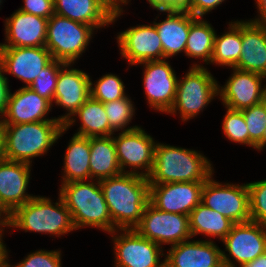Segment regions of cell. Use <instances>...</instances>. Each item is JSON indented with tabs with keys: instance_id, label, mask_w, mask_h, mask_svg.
Masks as SVG:
<instances>
[{
	"instance_id": "cell-1",
	"label": "cell",
	"mask_w": 266,
	"mask_h": 267,
	"mask_svg": "<svg viewBox=\"0 0 266 267\" xmlns=\"http://www.w3.org/2000/svg\"><path fill=\"white\" fill-rule=\"evenodd\" d=\"M116 229H134L149 202L147 177L121 173L99 181Z\"/></svg>"
},
{
	"instance_id": "cell-2",
	"label": "cell",
	"mask_w": 266,
	"mask_h": 267,
	"mask_svg": "<svg viewBox=\"0 0 266 267\" xmlns=\"http://www.w3.org/2000/svg\"><path fill=\"white\" fill-rule=\"evenodd\" d=\"M214 168L200 151L156 142L149 184L205 182Z\"/></svg>"
},
{
	"instance_id": "cell-3",
	"label": "cell",
	"mask_w": 266,
	"mask_h": 267,
	"mask_svg": "<svg viewBox=\"0 0 266 267\" xmlns=\"http://www.w3.org/2000/svg\"><path fill=\"white\" fill-rule=\"evenodd\" d=\"M58 194L70 211L76 230L93 227L108 235L114 231V224L98 180L63 183Z\"/></svg>"
},
{
	"instance_id": "cell-4",
	"label": "cell",
	"mask_w": 266,
	"mask_h": 267,
	"mask_svg": "<svg viewBox=\"0 0 266 267\" xmlns=\"http://www.w3.org/2000/svg\"><path fill=\"white\" fill-rule=\"evenodd\" d=\"M58 196V202L54 203L49 197L35 195L8 216V229L49 234L50 237L58 238L76 231L70 211L62 197Z\"/></svg>"
},
{
	"instance_id": "cell-5",
	"label": "cell",
	"mask_w": 266,
	"mask_h": 267,
	"mask_svg": "<svg viewBox=\"0 0 266 267\" xmlns=\"http://www.w3.org/2000/svg\"><path fill=\"white\" fill-rule=\"evenodd\" d=\"M4 159L32 165V159L47 155L67 131L60 121L3 124Z\"/></svg>"
},
{
	"instance_id": "cell-6",
	"label": "cell",
	"mask_w": 266,
	"mask_h": 267,
	"mask_svg": "<svg viewBox=\"0 0 266 267\" xmlns=\"http://www.w3.org/2000/svg\"><path fill=\"white\" fill-rule=\"evenodd\" d=\"M203 64L193 63L183 77L178 78L174 103L167 114L181 117L183 122L197 117L218 97V81Z\"/></svg>"
},
{
	"instance_id": "cell-7",
	"label": "cell",
	"mask_w": 266,
	"mask_h": 267,
	"mask_svg": "<svg viewBox=\"0 0 266 267\" xmlns=\"http://www.w3.org/2000/svg\"><path fill=\"white\" fill-rule=\"evenodd\" d=\"M94 31L90 25L53 14L47 23L45 47L53 60L75 64L85 53Z\"/></svg>"
},
{
	"instance_id": "cell-8",
	"label": "cell",
	"mask_w": 266,
	"mask_h": 267,
	"mask_svg": "<svg viewBox=\"0 0 266 267\" xmlns=\"http://www.w3.org/2000/svg\"><path fill=\"white\" fill-rule=\"evenodd\" d=\"M113 241L114 267H165L164 247L144 238L135 229H116Z\"/></svg>"
},
{
	"instance_id": "cell-9",
	"label": "cell",
	"mask_w": 266,
	"mask_h": 267,
	"mask_svg": "<svg viewBox=\"0 0 266 267\" xmlns=\"http://www.w3.org/2000/svg\"><path fill=\"white\" fill-rule=\"evenodd\" d=\"M134 229L160 247L165 244L171 247L192 239L188 215L161 211L150 202L145 206L140 223Z\"/></svg>"
},
{
	"instance_id": "cell-10",
	"label": "cell",
	"mask_w": 266,
	"mask_h": 267,
	"mask_svg": "<svg viewBox=\"0 0 266 267\" xmlns=\"http://www.w3.org/2000/svg\"><path fill=\"white\" fill-rule=\"evenodd\" d=\"M112 136L122 173L148 177L153 168L157 141L141 126L134 130L114 133Z\"/></svg>"
},
{
	"instance_id": "cell-11",
	"label": "cell",
	"mask_w": 266,
	"mask_h": 267,
	"mask_svg": "<svg viewBox=\"0 0 266 267\" xmlns=\"http://www.w3.org/2000/svg\"><path fill=\"white\" fill-rule=\"evenodd\" d=\"M201 203L218 211L234 224L251 220L247 183H219L212 174L204 182Z\"/></svg>"
},
{
	"instance_id": "cell-12",
	"label": "cell",
	"mask_w": 266,
	"mask_h": 267,
	"mask_svg": "<svg viewBox=\"0 0 266 267\" xmlns=\"http://www.w3.org/2000/svg\"><path fill=\"white\" fill-rule=\"evenodd\" d=\"M221 242L225 246L221 250L223 265L239 267L266 252V225L251 220L235 223Z\"/></svg>"
},
{
	"instance_id": "cell-13",
	"label": "cell",
	"mask_w": 266,
	"mask_h": 267,
	"mask_svg": "<svg viewBox=\"0 0 266 267\" xmlns=\"http://www.w3.org/2000/svg\"><path fill=\"white\" fill-rule=\"evenodd\" d=\"M143 70V88L152 110L168 113L174 103L178 77L168 59L138 64Z\"/></svg>"
},
{
	"instance_id": "cell-14",
	"label": "cell",
	"mask_w": 266,
	"mask_h": 267,
	"mask_svg": "<svg viewBox=\"0 0 266 267\" xmlns=\"http://www.w3.org/2000/svg\"><path fill=\"white\" fill-rule=\"evenodd\" d=\"M233 73L223 86L218 85V97L224 107L244 110L266 99V76L231 68ZM264 80V81H263Z\"/></svg>"
},
{
	"instance_id": "cell-15",
	"label": "cell",
	"mask_w": 266,
	"mask_h": 267,
	"mask_svg": "<svg viewBox=\"0 0 266 267\" xmlns=\"http://www.w3.org/2000/svg\"><path fill=\"white\" fill-rule=\"evenodd\" d=\"M117 34L119 53L128 66L163 59L162 42L153 22L129 27Z\"/></svg>"
},
{
	"instance_id": "cell-16",
	"label": "cell",
	"mask_w": 266,
	"mask_h": 267,
	"mask_svg": "<svg viewBox=\"0 0 266 267\" xmlns=\"http://www.w3.org/2000/svg\"><path fill=\"white\" fill-rule=\"evenodd\" d=\"M204 182L149 184V202L164 212L190 215L201 203Z\"/></svg>"
},
{
	"instance_id": "cell-17",
	"label": "cell",
	"mask_w": 266,
	"mask_h": 267,
	"mask_svg": "<svg viewBox=\"0 0 266 267\" xmlns=\"http://www.w3.org/2000/svg\"><path fill=\"white\" fill-rule=\"evenodd\" d=\"M5 74L13 75L29 87L53 57L45 47H0Z\"/></svg>"
},
{
	"instance_id": "cell-18",
	"label": "cell",
	"mask_w": 266,
	"mask_h": 267,
	"mask_svg": "<svg viewBox=\"0 0 266 267\" xmlns=\"http://www.w3.org/2000/svg\"><path fill=\"white\" fill-rule=\"evenodd\" d=\"M74 64H65L59 71L53 103L67 112L59 117L62 124L90 97V75L83 70L73 68Z\"/></svg>"
},
{
	"instance_id": "cell-19",
	"label": "cell",
	"mask_w": 266,
	"mask_h": 267,
	"mask_svg": "<svg viewBox=\"0 0 266 267\" xmlns=\"http://www.w3.org/2000/svg\"><path fill=\"white\" fill-rule=\"evenodd\" d=\"M31 166L4 158L0 160V209L7 216L35 196L27 192Z\"/></svg>"
},
{
	"instance_id": "cell-20",
	"label": "cell",
	"mask_w": 266,
	"mask_h": 267,
	"mask_svg": "<svg viewBox=\"0 0 266 267\" xmlns=\"http://www.w3.org/2000/svg\"><path fill=\"white\" fill-rule=\"evenodd\" d=\"M52 103L29 87L22 86L10 92L3 124H21L41 121H59L57 117H47L52 110Z\"/></svg>"
},
{
	"instance_id": "cell-21",
	"label": "cell",
	"mask_w": 266,
	"mask_h": 267,
	"mask_svg": "<svg viewBox=\"0 0 266 267\" xmlns=\"http://www.w3.org/2000/svg\"><path fill=\"white\" fill-rule=\"evenodd\" d=\"M192 240V241H191ZM165 254V267H223L222 251L211 239H189L171 246Z\"/></svg>"
},
{
	"instance_id": "cell-22",
	"label": "cell",
	"mask_w": 266,
	"mask_h": 267,
	"mask_svg": "<svg viewBox=\"0 0 266 267\" xmlns=\"http://www.w3.org/2000/svg\"><path fill=\"white\" fill-rule=\"evenodd\" d=\"M55 14L97 30L118 20L124 9L113 11L103 0H54Z\"/></svg>"
},
{
	"instance_id": "cell-23",
	"label": "cell",
	"mask_w": 266,
	"mask_h": 267,
	"mask_svg": "<svg viewBox=\"0 0 266 267\" xmlns=\"http://www.w3.org/2000/svg\"><path fill=\"white\" fill-rule=\"evenodd\" d=\"M5 24V42L0 47H42L46 43L48 19L16 10Z\"/></svg>"
},
{
	"instance_id": "cell-24",
	"label": "cell",
	"mask_w": 266,
	"mask_h": 267,
	"mask_svg": "<svg viewBox=\"0 0 266 267\" xmlns=\"http://www.w3.org/2000/svg\"><path fill=\"white\" fill-rule=\"evenodd\" d=\"M167 15L161 22L153 21L162 42L163 59L185 54V47L191 23L197 18L184 9L156 10Z\"/></svg>"
},
{
	"instance_id": "cell-25",
	"label": "cell",
	"mask_w": 266,
	"mask_h": 267,
	"mask_svg": "<svg viewBox=\"0 0 266 267\" xmlns=\"http://www.w3.org/2000/svg\"><path fill=\"white\" fill-rule=\"evenodd\" d=\"M241 57L234 67L266 76V26L241 20Z\"/></svg>"
},
{
	"instance_id": "cell-26",
	"label": "cell",
	"mask_w": 266,
	"mask_h": 267,
	"mask_svg": "<svg viewBox=\"0 0 266 267\" xmlns=\"http://www.w3.org/2000/svg\"><path fill=\"white\" fill-rule=\"evenodd\" d=\"M76 120L80 121V126L75 133L76 135L91 138L111 136L115 133L110 128L109 119L103 103L91 96L73 116L63 124L64 128L68 131V129L76 123Z\"/></svg>"
},
{
	"instance_id": "cell-27",
	"label": "cell",
	"mask_w": 266,
	"mask_h": 267,
	"mask_svg": "<svg viewBox=\"0 0 266 267\" xmlns=\"http://www.w3.org/2000/svg\"><path fill=\"white\" fill-rule=\"evenodd\" d=\"M65 151L61 184L91 180L90 138L73 134Z\"/></svg>"
},
{
	"instance_id": "cell-28",
	"label": "cell",
	"mask_w": 266,
	"mask_h": 267,
	"mask_svg": "<svg viewBox=\"0 0 266 267\" xmlns=\"http://www.w3.org/2000/svg\"><path fill=\"white\" fill-rule=\"evenodd\" d=\"M90 174L93 180H103L122 173L113 136L90 138Z\"/></svg>"
},
{
	"instance_id": "cell-29",
	"label": "cell",
	"mask_w": 266,
	"mask_h": 267,
	"mask_svg": "<svg viewBox=\"0 0 266 267\" xmlns=\"http://www.w3.org/2000/svg\"><path fill=\"white\" fill-rule=\"evenodd\" d=\"M191 237L204 235L223 240L230 232L233 222L204 204L199 203L189 215Z\"/></svg>"
},
{
	"instance_id": "cell-30",
	"label": "cell",
	"mask_w": 266,
	"mask_h": 267,
	"mask_svg": "<svg viewBox=\"0 0 266 267\" xmlns=\"http://www.w3.org/2000/svg\"><path fill=\"white\" fill-rule=\"evenodd\" d=\"M231 20L228 30L222 35H215L212 65L234 68L241 57V20Z\"/></svg>"
},
{
	"instance_id": "cell-31",
	"label": "cell",
	"mask_w": 266,
	"mask_h": 267,
	"mask_svg": "<svg viewBox=\"0 0 266 267\" xmlns=\"http://www.w3.org/2000/svg\"><path fill=\"white\" fill-rule=\"evenodd\" d=\"M215 35L216 31L211 23L203 17H197L190 25L184 56L202 60L209 65L214 50Z\"/></svg>"
},
{
	"instance_id": "cell-32",
	"label": "cell",
	"mask_w": 266,
	"mask_h": 267,
	"mask_svg": "<svg viewBox=\"0 0 266 267\" xmlns=\"http://www.w3.org/2000/svg\"><path fill=\"white\" fill-rule=\"evenodd\" d=\"M133 103L131 97L127 95L122 99L103 104L109 119L110 128L115 133L118 131H130L140 127L138 125L128 126L132 123L133 117H135V110L137 109Z\"/></svg>"
},
{
	"instance_id": "cell-33",
	"label": "cell",
	"mask_w": 266,
	"mask_h": 267,
	"mask_svg": "<svg viewBox=\"0 0 266 267\" xmlns=\"http://www.w3.org/2000/svg\"><path fill=\"white\" fill-rule=\"evenodd\" d=\"M92 81L90 78V96L103 104L122 99L128 95L125 93L124 82L116 74L107 73L96 82Z\"/></svg>"
},
{
	"instance_id": "cell-34",
	"label": "cell",
	"mask_w": 266,
	"mask_h": 267,
	"mask_svg": "<svg viewBox=\"0 0 266 267\" xmlns=\"http://www.w3.org/2000/svg\"><path fill=\"white\" fill-rule=\"evenodd\" d=\"M241 111L249 132V147L261 151L262 138L266 129V99Z\"/></svg>"
},
{
	"instance_id": "cell-35",
	"label": "cell",
	"mask_w": 266,
	"mask_h": 267,
	"mask_svg": "<svg viewBox=\"0 0 266 267\" xmlns=\"http://www.w3.org/2000/svg\"><path fill=\"white\" fill-rule=\"evenodd\" d=\"M225 108L226 114L222 122L224 137L233 143L249 147V132L242 111Z\"/></svg>"
},
{
	"instance_id": "cell-36",
	"label": "cell",
	"mask_w": 266,
	"mask_h": 267,
	"mask_svg": "<svg viewBox=\"0 0 266 267\" xmlns=\"http://www.w3.org/2000/svg\"><path fill=\"white\" fill-rule=\"evenodd\" d=\"M66 63L53 60L48 66H46L41 74L33 81L29 86L33 91H35L40 96L48 99L53 105L54 93L57 84V77L60 69Z\"/></svg>"
},
{
	"instance_id": "cell-37",
	"label": "cell",
	"mask_w": 266,
	"mask_h": 267,
	"mask_svg": "<svg viewBox=\"0 0 266 267\" xmlns=\"http://www.w3.org/2000/svg\"><path fill=\"white\" fill-rule=\"evenodd\" d=\"M251 221L266 225V179L247 182Z\"/></svg>"
},
{
	"instance_id": "cell-38",
	"label": "cell",
	"mask_w": 266,
	"mask_h": 267,
	"mask_svg": "<svg viewBox=\"0 0 266 267\" xmlns=\"http://www.w3.org/2000/svg\"><path fill=\"white\" fill-rule=\"evenodd\" d=\"M62 251L59 250H36L30 252L13 267H62Z\"/></svg>"
},
{
	"instance_id": "cell-39",
	"label": "cell",
	"mask_w": 266,
	"mask_h": 267,
	"mask_svg": "<svg viewBox=\"0 0 266 267\" xmlns=\"http://www.w3.org/2000/svg\"><path fill=\"white\" fill-rule=\"evenodd\" d=\"M22 2L24 5L18 8L22 12L47 19L55 14L54 0H23Z\"/></svg>"
},
{
	"instance_id": "cell-40",
	"label": "cell",
	"mask_w": 266,
	"mask_h": 267,
	"mask_svg": "<svg viewBox=\"0 0 266 267\" xmlns=\"http://www.w3.org/2000/svg\"><path fill=\"white\" fill-rule=\"evenodd\" d=\"M225 0H191L190 3L184 8L195 17L206 16L212 10L223 4Z\"/></svg>"
},
{
	"instance_id": "cell-41",
	"label": "cell",
	"mask_w": 266,
	"mask_h": 267,
	"mask_svg": "<svg viewBox=\"0 0 266 267\" xmlns=\"http://www.w3.org/2000/svg\"><path fill=\"white\" fill-rule=\"evenodd\" d=\"M191 0H147L150 7L155 10L167 9H184ZM131 0H125L124 6L128 5Z\"/></svg>"
},
{
	"instance_id": "cell-42",
	"label": "cell",
	"mask_w": 266,
	"mask_h": 267,
	"mask_svg": "<svg viewBox=\"0 0 266 267\" xmlns=\"http://www.w3.org/2000/svg\"><path fill=\"white\" fill-rule=\"evenodd\" d=\"M3 65L0 61V118L5 114L10 95L9 79L5 76Z\"/></svg>"
},
{
	"instance_id": "cell-43",
	"label": "cell",
	"mask_w": 266,
	"mask_h": 267,
	"mask_svg": "<svg viewBox=\"0 0 266 267\" xmlns=\"http://www.w3.org/2000/svg\"><path fill=\"white\" fill-rule=\"evenodd\" d=\"M257 4V16L253 19L250 18L249 21L254 22L256 24L265 25L266 26V0H254Z\"/></svg>"
},
{
	"instance_id": "cell-44",
	"label": "cell",
	"mask_w": 266,
	"mask_h": 267,
	"mask_svg": "<svg viewBox=\"0 0 266 267\" xmlns=\"http://www.w3.org/2000/svg\"><path fill=\"white\" fill-rule=\"evenodd\" d=\"M8 228V216L0 209V246H6L3 241L5 229Z\"/></svg>"
},
{
	"instance_id": "cell-45",
	"label": "cell",
	"mask_w": 266,
	"mask_h": 267,
	"mask_svg": "<svg viewBox=\"0 0 266 267\" xmlns=\"http://www.w3.org/2000/svg\"><path fill=\"white\" fill-rule=\"evenodd\" d=\"M239 267H266V252L258 256L255 260L242 264Z\"/></svg>"
},
{
	"instance_id": "cell-46",
	"label": "cell",
	"mask_w": 266,
	"mask_h": 267,
	"mask_svg": "<svg viewBox=\"0 0 266 267\" xmlns=\"http://www.w3.org/2000/svg\"><path fill=\"white\" fill-rule=\"evenodd\" d=\"M113 11L123 9L125 0H103Z\"/></svg>"
},
{
	"instance_id": "cell-47",
	"label": "cell",
	"mask_w": 266,
	"mask_h": 267,
	"mask_svg": "<svg viewBox=\"0 0 266 267\" xmlns=\"http://www.w3.org/2000/svg\"><path fill=\"white\" fill-rule=\"evenodd\" d=\"M10 250L5 248L4 252H2L0 254V267H13L12 264H10V261H9V253Z\"/></svg>"
},
{
	"instance_id": "cell-48",
	"label": "cell",
	"mask_w": 266,
	"mask_h": 267,
	"mask_svg": "<svg viewBox=\"0 0 266 267\" xmlns=\"http://www.w3.org/2000/svg\"><path fill=\"white\" fill-rule=\"evenodd\" d=\"M4 158V126L0 118V160Z\"/></svg>"
},
{
	"instance_id": "cell-49",
	"label": "cell",
	"mask_w": 266,
	"mask_h": 267,
	"mask_svg": "<svg viewBox=\"0 0 266 267\" xmlns=\"http://www.w3.org/2000/svg\"><path fill=\"white\" fill-rule=\"evenodd\" d=\"M265 148H266V129L264 131L263 138H262V149H265Z\"/></svg>"
},
{
	"instance_id": "cell-50",
	"label": "cell",
	"mask_w": 266,
	"mask_h": 267,
	"mask_svg": "<svg viewBox=\"0 0 266 267\" xmlns=\"http://www.w3.org/2000/svg\"><path fill=\"white\" fill-rule=\"evenodd\" d=\"M6 247H7V246H0V254H1L2 252H4V250H5Z\"/></svg>"
},
{
	"instance_id": "cell-51",
	"label": "cell",
	"mask_w": 266,
	"mask_h": 267,
	"mask_svg": "<svg viewBox=\"0 0 266 267\" xmlns=\"http://www.w3.org/2000/svg\"><path fill=\"white\" fill-rule=\"evenodd\" d=\"M1 4H3V0H0V9H1V6H2Z\"/></svg>"
}]
</instances>
